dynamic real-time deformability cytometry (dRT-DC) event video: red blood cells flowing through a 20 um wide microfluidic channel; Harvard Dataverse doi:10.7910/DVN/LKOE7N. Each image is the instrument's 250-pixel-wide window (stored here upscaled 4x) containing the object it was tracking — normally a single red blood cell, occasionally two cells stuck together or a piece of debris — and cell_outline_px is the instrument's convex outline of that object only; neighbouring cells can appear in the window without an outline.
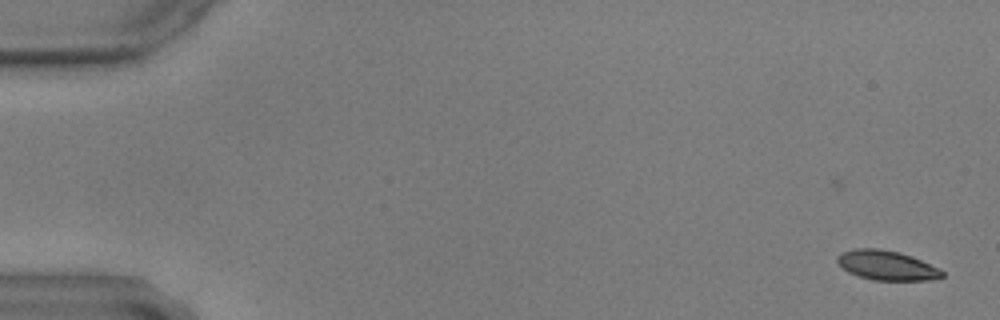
{"species": "common noctule bat (a hibernating species)", "species_latin": "Nyctalus noctula", "temperature_condition": "warm", "stored_images_in_passage": 58, "camera_frame_rate_fps": 3000, "um_per_image_px": 0.085, "animal": {"sex": "male", "body_mass_g": 17.9, "forearm_length_mm": 54.2}, "frame": {"image": 1, "passage_image": 1, "time_ms": 0.0, "image_size_px": [1000, 320], "cell_outline_px": [[944, 276], [928, 280], [872, 280], [848, 272], [836, 260], [836, 256], [844, 252], [856, 248], [880, 248], [900, 252], [912, 256], [940, 268], [944, 272]], "centroid_in_image_um": [75.4, 22.55], "position_along_channel_um": 9.6, "area_um2": 18.03}}
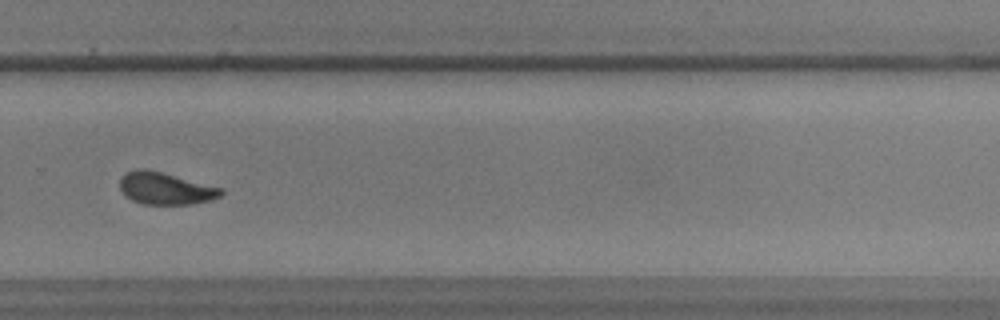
{"frame": {"image": 2, "passage_image": 40, "time_ms": 13.0, "image_size_px": [1000, 320], "cell_outline_px": [[224, 192], [220, 196], [212, 200], [192, 204], [144, 204], [132, 200], [120, 188], [120, 180], [128, 172], [140, 168], [144, 168], [224, 188]], "centroid_in_image_um": [14.12, 16.03], "position_along_channel_um": 315.7, "area_um2": 18.67}}
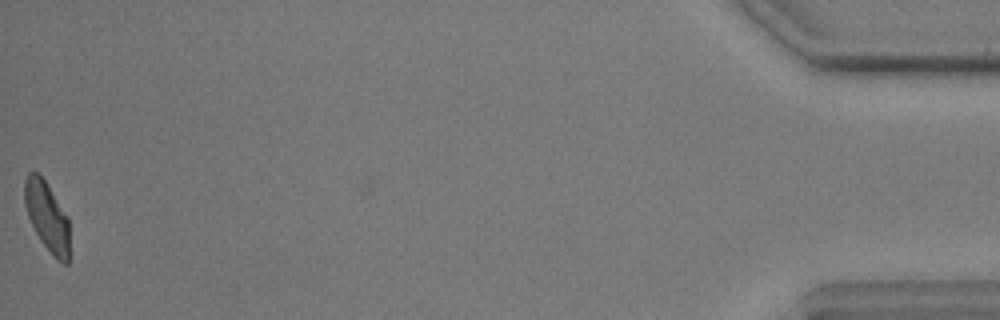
{"frame": {"image": 3, "passage_image": 58, "time_ms": 19.0, "image_size_px": [1000, 320], "cell_outline_px": [[68, 264], [60, 264], [52, 256], [40, 240], [28, 216], [24, 200], [24, 180], [28, 172], [36, 172], [44, 180], [68, 216]], "centroid_in_image_um": [3.99, 18.43], "position_along_channel_um": 431.2, "area_um2": 18.03}}